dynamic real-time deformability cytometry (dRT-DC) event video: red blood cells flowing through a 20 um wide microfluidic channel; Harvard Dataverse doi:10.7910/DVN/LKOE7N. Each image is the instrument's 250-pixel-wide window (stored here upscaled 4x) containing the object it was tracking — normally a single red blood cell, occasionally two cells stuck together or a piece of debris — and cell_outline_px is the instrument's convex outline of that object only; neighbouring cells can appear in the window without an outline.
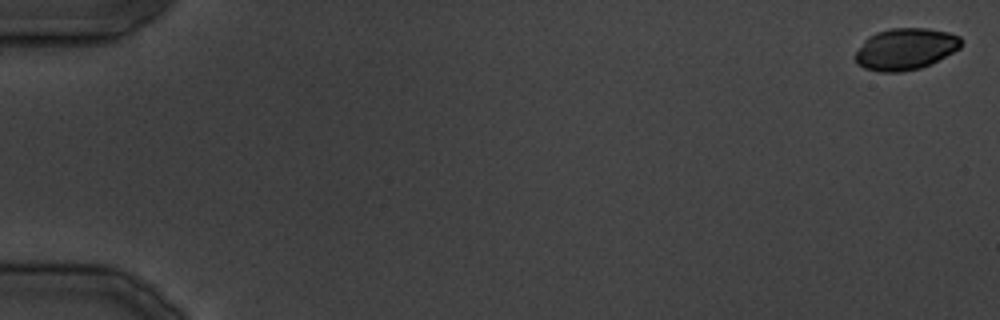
{"species": "common noctule bat (a hibernating species)", "species_latin": "Nyctalus noctula", "temperature_condition": "cold", "stored_images_in_passage": 20, "camera_frame_rate_fps": 3000, "um_per_image_px": 0.085, "animal": {"sex": "male", "body_mass_g": 19.5, "forearm_length_mm": 54.6}, "frame": {"image": 1, "passage_image": 1, "time_ms": 0.0, "image_size_px": [1000, 320], "cell_outline_px": [[960, 48], [920, 68], [900, 72], [880, 72], [864, 68], [856, 64], [856, 52], [864, 40], [868, 36], [876, 32], [892, 28], [928, 28], [948, 32], [960, 36]], "centroid_in_image_um": [76.92, 4.16], "position_along_channel_um": 8.1, "area_um2": 25.43}}